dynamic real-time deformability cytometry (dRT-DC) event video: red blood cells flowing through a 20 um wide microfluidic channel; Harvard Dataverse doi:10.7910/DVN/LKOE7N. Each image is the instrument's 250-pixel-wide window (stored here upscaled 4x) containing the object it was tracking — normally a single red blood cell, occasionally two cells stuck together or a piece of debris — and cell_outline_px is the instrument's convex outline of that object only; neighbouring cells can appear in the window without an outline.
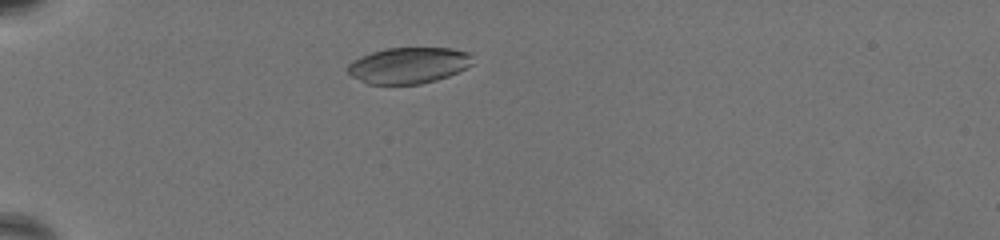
{"species": "common noctule bat (a hibernating species)", "species_latin": "Nyctalus noctula", "temperature_condition": "warm", "stored_images_in_passage": 52, "camera_frame_rate_fps": 3000, "um_per_image_px": 0.085, "animal": {"sex": "female", "body_mass_g": 19.5, "forearm_length_mm": 54.1}, "frame": {"image": 1, "passage_image": 12, "time_ms": 3.667, "image_size_px": [1000, 240], "cell_outline_px": [[472, 64], [448, 76], [436, 80], [420, 84], [368, 84], [352, 76], [348, 72], [348, 64], [352, 60], [360, 56], [372, 52], [388, 48], [452, 48], [468, 52], [472, 56]], "centroid_in_image_um": [34.71, 5.55], "position_along_channel_um": 50.3, "area_um2": 26.18}}
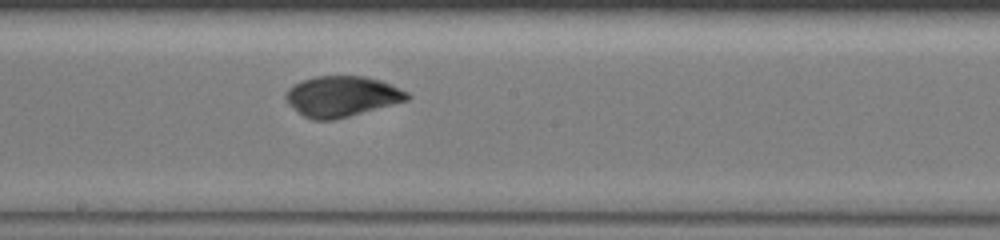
{"frame": {"image": 2, "passage_image": 31, "time_ms": 10.0, "image_size_px": [1000, 240], "cell_outline_px": [[412, 96], [408, 100], [348, 116], [332, 120], [312, 120], [304, 116], [288, 104], [284, 96], [288, 88], [304, 80], [316, 76], [364, 76], [380, 80], [408, 92]], "centroid_in_image_um": [29.05, 8.19], "position_along_channel_um": 219.2, "area_um2": 28.44}}
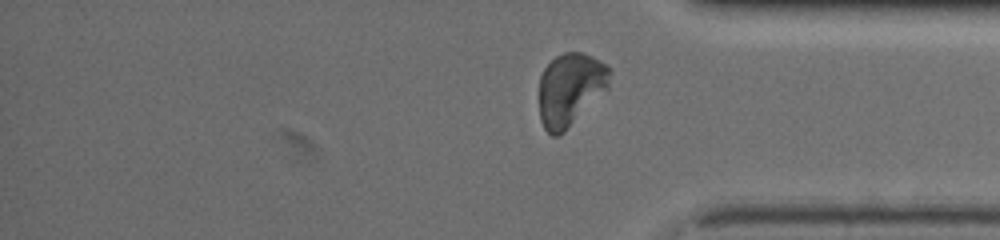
{"frame": {"image": 3, "passage_image": 47, "time_ms": 15.333, "image_size_px": [1000, 240], "cell_outline_px": [[612, 68], [608, 88], [564, 132], [556, 136], [552, 136], [544, 128], [540, 120], [540, 76], [544, 68], [556, 56], [564, 52], [580, 52], [592, 56], [600, 60]], "centroid_in_image_um": [48.49, 7.57], "position_along_channel_um": 386.7, "area_um2": 29.94}, "authors_computed_cell_mechanics": {"area_um2": 28.7266, "velocity_mm_per_s": 3.2228, "shape_relaxation_time_tau1_ms": 6.0974, "shape_relaxation_time_tau2_ms": 1.6432, "deformation_change_tau1": 0.2532, "deformation_change_tau2": 0.043}}